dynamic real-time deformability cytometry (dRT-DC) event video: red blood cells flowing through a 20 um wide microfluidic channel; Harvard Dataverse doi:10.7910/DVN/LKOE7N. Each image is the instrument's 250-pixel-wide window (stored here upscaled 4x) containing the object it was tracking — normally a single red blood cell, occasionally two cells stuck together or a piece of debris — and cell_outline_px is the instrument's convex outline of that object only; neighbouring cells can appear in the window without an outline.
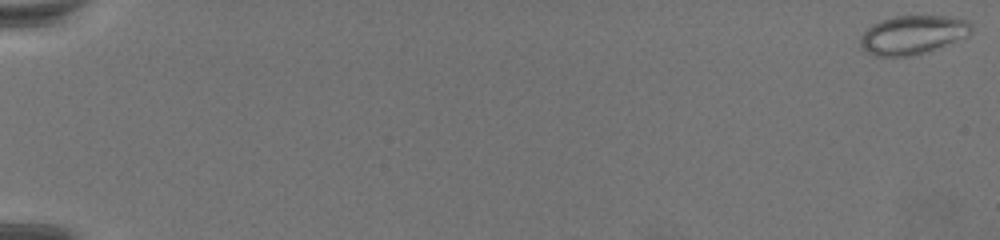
{"species": "common noctule bat (a hibernating species)", "species_latin": "Nyctalus noctula", "temperature_condition": "warm", "stored_images_in_passage": 72, "camera_frame_rate_fps": 3000, "um_per_image_px": 0.085, "animal": {"sex": "female", "body_mass_g": 19.5, "forearm_length_mm": 54.1}, "frame": {"image": 1, "passage_image": 1, "time_ms": 0.0, "image_size_px": [1000, 240], "cell_outline_px": [[972, 32], [968, 36], [920, 52], [904, 56], [876, 56], [860, 48], [860, 36], [872, 24], [880, 20], [896, 16], [948, 16], [968, 20], [972, 24]], "centroid_in_image_um": [77.55, 2.93], "position_along_channel_um": 7.4, "area_um2": 24.62}}
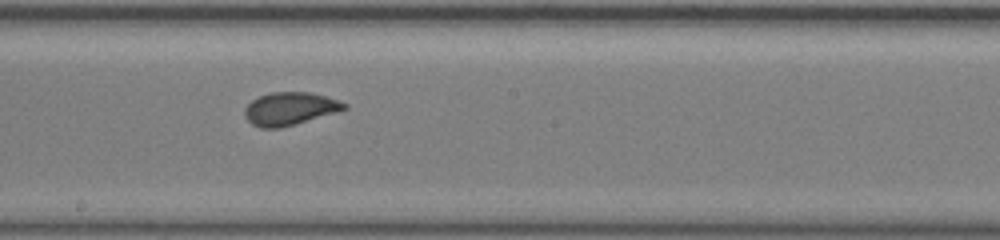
{"frame": {"image": 2, "passage_image": 43, "time_ms": 14.0, "image_size_px": [1000, 240], "cell_outline_px": [[348, 108], [280, 128], [260, 128], [252, 124], [244, 116], [244, 108], [252, 100], [260, 96], [272, 92], [308, 92], [328, 96], [348, 104]], "centroid_in_image_um": [24.61, 9.23], "position_along_channel_um": 223.6, "area_um2": 18.9}}
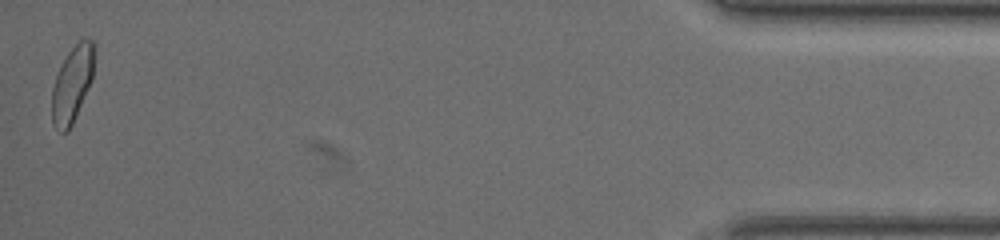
{"frame": {"image": 3, "passage_image": 71, "time_ms": 23.333, "image_size_px": [1000, 240], "cell_outline_px": [[96, 44], [92, 76], [72, 124], [68, 132], [60, 132], [52, 124], [52, 88], [56, 76], [68, 52], [84, 36], [92, 40]], "centroid_in_image_um": [6.14, 7.11], "position_along_channel_um": 429.1, "area_um2": 18.5}}